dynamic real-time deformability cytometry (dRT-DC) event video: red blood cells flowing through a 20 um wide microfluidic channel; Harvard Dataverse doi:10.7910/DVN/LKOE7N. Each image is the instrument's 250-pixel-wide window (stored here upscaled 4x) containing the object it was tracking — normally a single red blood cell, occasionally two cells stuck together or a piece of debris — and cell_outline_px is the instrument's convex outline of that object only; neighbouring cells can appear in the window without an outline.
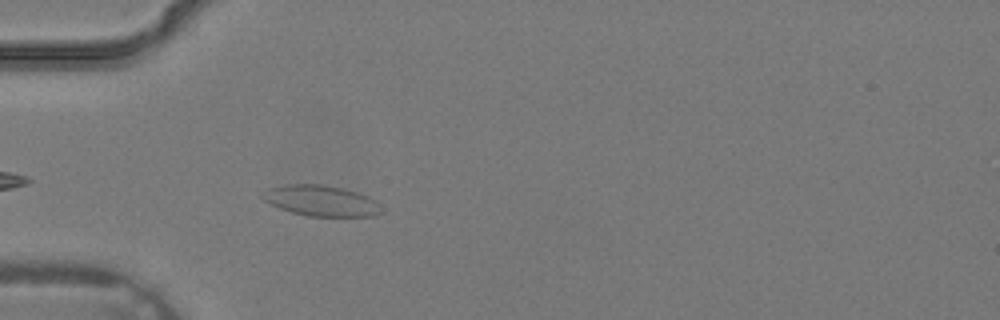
{"species": "common noctule bat (a hibernating species)", "species_latin": "Nyctalus noctula", "temperature_condition": "warm", "stored_images_in_passage": 3, "camera_frame_rate_fps": 3000, "um_per_image_px": 0.085, "animal": {"sex": "male", "body_mass_g": 19.2, "forearm_length_mm": 51.8}, "frame": {"image": 1, "passage_image": 3, "time_ms": 0.667, "image_size_px": [1000, 320], "cell_outline_px": [[384, 212], [376, 216], [308, 216], [292, 212], [280, 208], [264, 200], [260, 196], [260, 192], [268, 188], [288, 184], [320, 184], [344, 188], [368, 196], [376, 200]], "centroid_in_image_um": [27.31, 17.06], "position_along_channel_um": 57.7, "area_um2": 21.44}}